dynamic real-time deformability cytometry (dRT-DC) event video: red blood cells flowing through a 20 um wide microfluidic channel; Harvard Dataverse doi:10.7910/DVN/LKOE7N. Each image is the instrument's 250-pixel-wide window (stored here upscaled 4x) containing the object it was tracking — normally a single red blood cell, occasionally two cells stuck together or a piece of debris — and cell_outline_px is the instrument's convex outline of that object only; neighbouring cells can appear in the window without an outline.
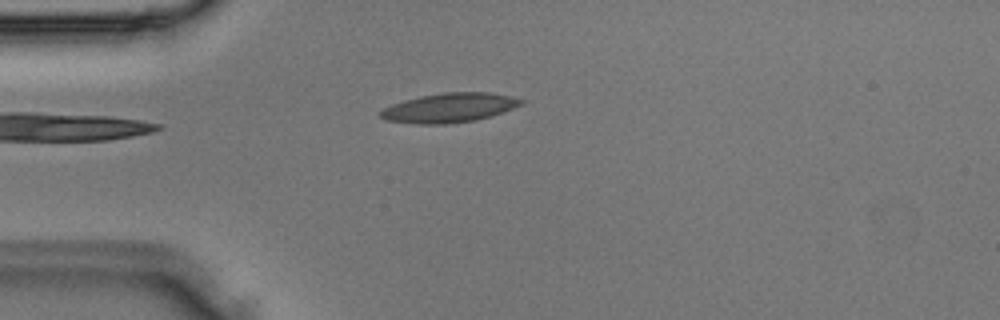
{"species": "Egyptian fruit bat (a non-hibernating species)", "species_latin": "Rousettus aegyptiacus", "temperature_condition": "room temperature", "stored_images_in_passage": 2, "camera_frame_rate_fps": 3000, "um_per_image_px": 0.085, "animal": {"sex": "male"}, "frame": {"image": 1, "passage_image": 2, "time_ms": 0.333, "image_size_px": [1000, 320], "cell_outline_px": [[524, 100], [520, 104], [512, 108], [476, 120], [448, 124], [416, 124], [384, 120], [380, 116], [380, 112], [384, 108], [392, 104], [404, 100], [420, 96], [444, 92], [488, 92], [512, 96]], "centroid_in_image_um": [38.14, 9.16], "position_along_channel_um": 46.9, "area_um2": 23.87}}